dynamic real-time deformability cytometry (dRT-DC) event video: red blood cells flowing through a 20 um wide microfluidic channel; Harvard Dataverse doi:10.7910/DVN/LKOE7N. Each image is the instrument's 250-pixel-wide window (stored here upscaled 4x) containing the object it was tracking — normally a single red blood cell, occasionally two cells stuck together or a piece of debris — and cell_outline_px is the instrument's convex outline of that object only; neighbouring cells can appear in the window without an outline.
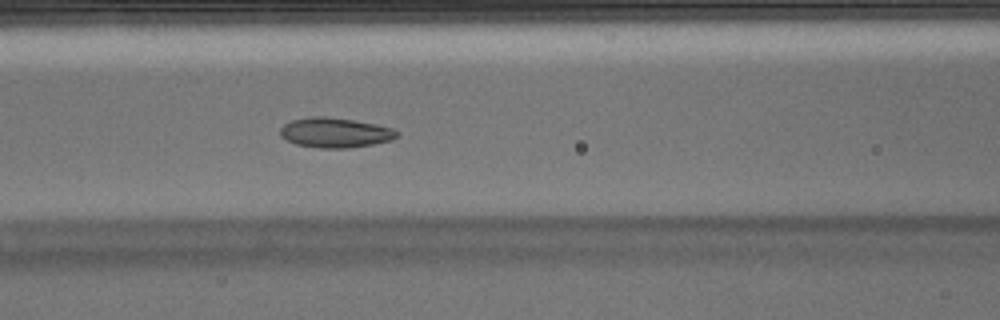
{"species": "Egyptian fruit bat (a non-hibernating species)", "species_latin": "Rousettus aegyptiacus", "temperature_condition": "warm", "stored_images_in_passage": 52, "camera_frame_rate_fps": 3000, "um_per_image_px": 0.085, "animal": {"sex": "male"}, "frame": {"image": 1, "passage_image": 21, "time_ms": 6.667, "image_size_px": [1000, 320], "cell_outline_px": [[400, 136], [392, 140], [372, 144], [348, 148], [320, 148], [296, 144], [280, 136], [280, 128], [284, 124], [292, 120], [312, 116], [324, 116], [352, 120], [376, 124], [392, 128], [400, 132]], "centroid_in_image_um": [28.51, 11.27], "position_along_channel_um": 138.1, "area_um2": 20.35}}
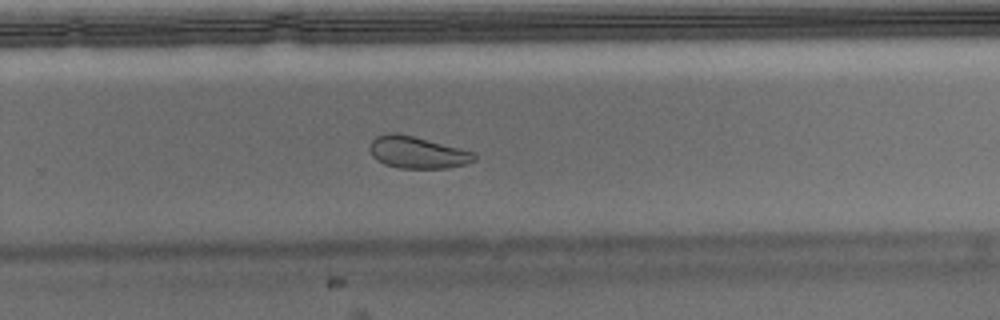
{"frame": {"image": 2, "passage_image": 33, "time_ms": 10.667, "image_size_px": [1000, 320], "cell_outline_px": [[476, 160], [464, 164], [448, 168], [400, 168], [384, 164], [376, 160], [372, 156], [368, 148], [372, 140], [376, 136], [388, 132], [396, 132], [476, 152]], "centroid_in_image_um": [35.44, 12.95], "position_along_channel_um": 294.4, "area_um2": 19.54}}
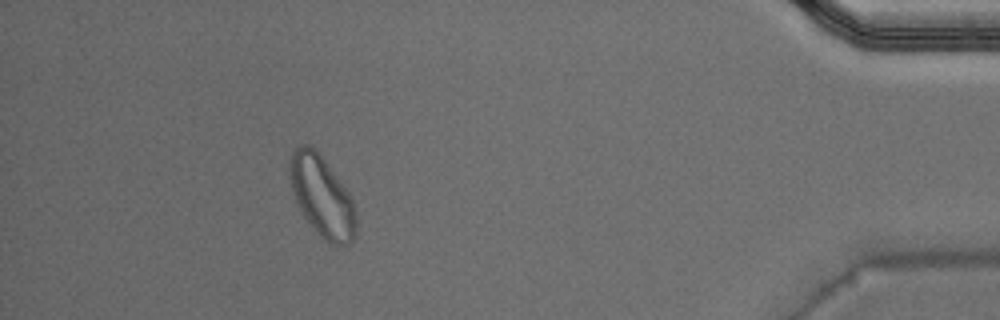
{"frame": {"image": 3, "passage_image": 46, "time_ms": 15.0, "image_size_px": [1000, 320], "cell_outline_px": [[356, 236], [348, 244], [336, 248], [328, 244], [316, 232], [304, 216], [296, 200], [292, 188], [288, 168], [288, 160], [292, 152], [300, 144], [312, 144], [316, 148], [348, 192], [352, 200], [356, 212]], "centroid_in_image_um": [27.37, 16.71], "position_along_channel_um": 407.8, "area_um2": 31.56}, "authors_computed_cell_mechanics": {"area_um2": 20.6346, "velocity_mm_per_s": 3.9172, "shape_relaxation_time_tau1_ms": null, "shape_relaxation_time_tau2_ms": 4.1401, "deformation_change_tau1": null, "deformation_change_tau2": 0.0586}}